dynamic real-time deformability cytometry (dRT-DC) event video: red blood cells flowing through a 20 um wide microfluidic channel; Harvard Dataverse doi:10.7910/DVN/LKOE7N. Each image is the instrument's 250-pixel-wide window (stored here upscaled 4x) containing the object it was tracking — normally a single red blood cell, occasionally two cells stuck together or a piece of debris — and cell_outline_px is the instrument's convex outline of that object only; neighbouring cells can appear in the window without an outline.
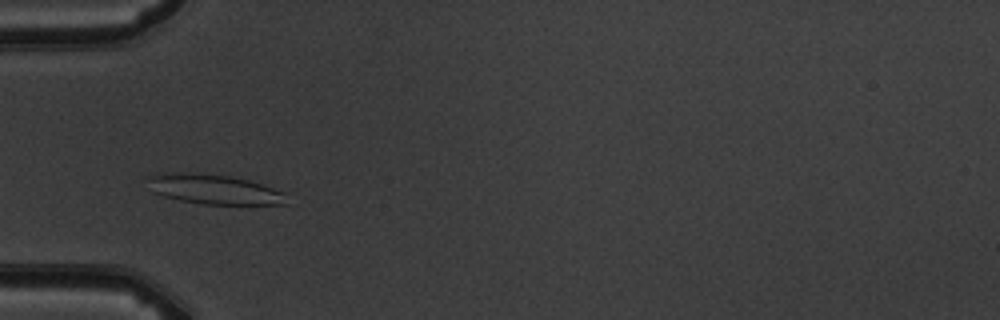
{"species": "common noctule bat (a hibernating species)", "species_latin": "Nyctalus noctula", "temperature_condition": "warm", "stored_images_in_passage": 6, "camera_frame_rate_fps": 3000, "um_per_image_px": 0.085, "animal": {"sex": "male", "body_mass_g": 19.5, "forearm_length_mm": 54.6}, "frame": {"image": 1, "passage_image": 4, "time_ms": 3.333, "image_size_px": [1000, 320], "cell_outline_px": [[288, 204], [204, 204], [180, 200], [164, 196], [152, 192], [144, 176], [164, 172], [192, 172], [228, 176], [248, 180], [264, 184], [284, 192]], "centroid_in_image_um": [18.13, 16.07], "position_along_channel_um": 66.9, "area_um2": 24.33}}
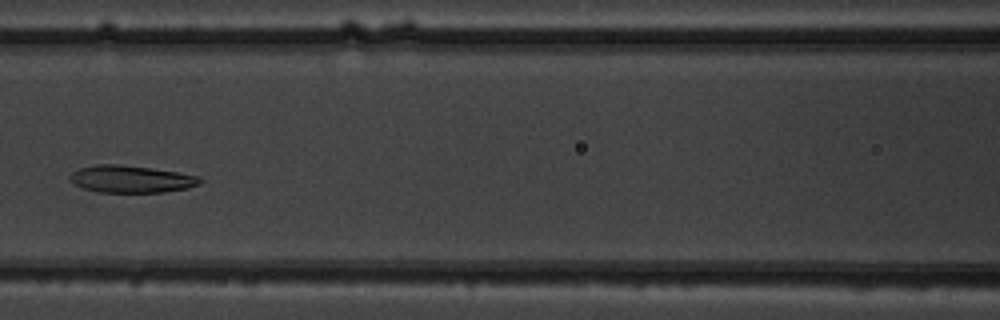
{"frame": {"image": 2, "passage_image": 6, "time_ms": 5.667, "image_size_px": [1000, 320], "cell_outline_px": [[204, 180], [200, 184], [188, 188], [164, 192], [100, 192], [84, 188], [76, 184], [68, 176], [72, 172], [80, 168], [96, 164], [120, 164], [176, 172], [200, 176]], "centroid_in_image_um": [11.18, 15.22], "position_along_channel_um": 155.4, "area_um2": 20.46}}